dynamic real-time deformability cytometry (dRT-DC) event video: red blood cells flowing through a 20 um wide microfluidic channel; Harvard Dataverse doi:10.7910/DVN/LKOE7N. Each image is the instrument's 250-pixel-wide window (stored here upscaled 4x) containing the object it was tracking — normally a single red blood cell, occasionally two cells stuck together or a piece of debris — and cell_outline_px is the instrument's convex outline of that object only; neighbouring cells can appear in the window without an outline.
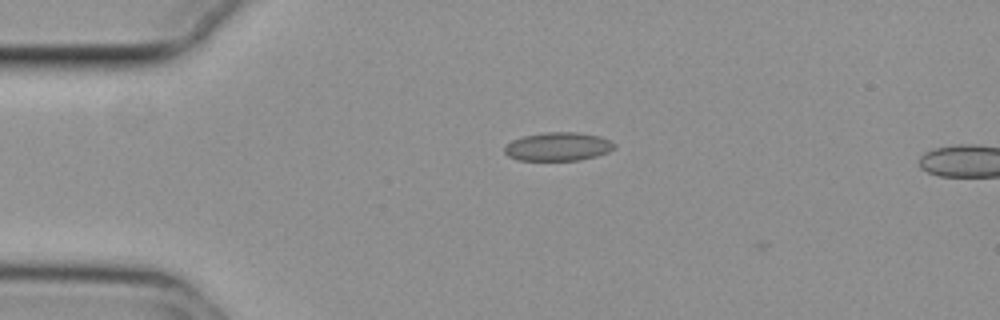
{"species": "common noctule bat (a hibernating species)", "species_latin": "Nyctalus noctula", "temperature_condition": "cold", "stored_images_in_passage": 46, "camera_frame_rate_fps": 3000, "um_per_image_px": 0.085, "animal": {"sex": "female", "body_mass_g": 29.2, "forearm_length_mm": 56.3}, "frame": {"image": 1, "passage_image": 3, "time_ms": 0.667, "image_size_px": [1000, 320], "cell_outline_px": [[616, 148], [608, 152], [596, 156], [580, 160], [516, 160], [508, 156], [504, 152], [504, 148], [512, 140], [524, 136], [544, 132], [580, 132], [600, 136], [616, 144]], "centroid_in_image_um": [47.45, 12.46], "position_along_channel_um": 37.6, "area_um2": 18.32}}
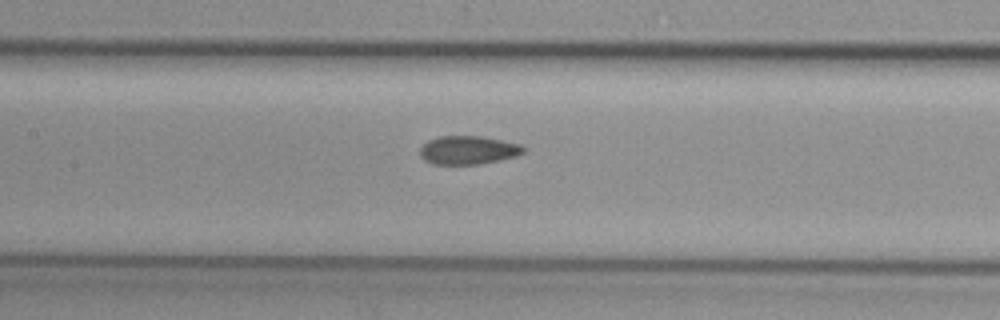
{"frame": {"image": 2, "passage_image": 16, "time_ms": 5.0, "image_size_px": [1000, 320], "cell_outline_px": [[528, 148], [524, 152], [516, 156], [500, 160], [476, 164], [432, 164], [424, 160], [420, 156], [420, 148], [428, 140], [440, 136], [484, 136], [520, 144]], "centroid_in_image_um": [39.81, 12.75], "position_along_channel_um": 167.6, "area_um2": 17.28}}
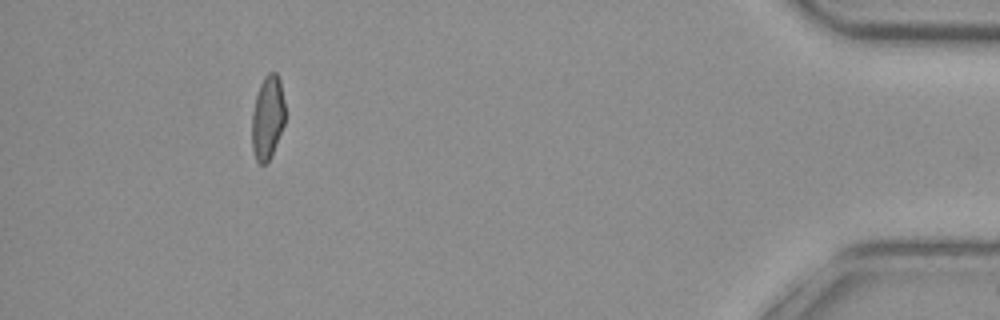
{"frame": {"image": 3, "passage_image": 41, "time_ms": 13.333, "image_size_px": [1000, 320], "cell_outline_px": [[284, 124], [272, 152], [268, 160], [264, 164], [260, 164], [256, 160], [252, 148], [252, 112], [256, 96], [260, 84], [264, 76], [268, 72], [276, 72], [280, 80], [284, 100]], "centroid_in_image_um": [22.73, 9.95], "position_along_channel_um": 412.5, "area_um2": 16.01}, "authors_computed_cell_mechanics": {"area_um2": 17.1377, "velocity_mm_per_s": 3.7354, "shape_relaxation_time_tau1_ms": null, "shape_relaxation_time_tau2_ms": 3.7542, "deformation_change_tau1": null, "deformation_change_tau2": 0.0772}}